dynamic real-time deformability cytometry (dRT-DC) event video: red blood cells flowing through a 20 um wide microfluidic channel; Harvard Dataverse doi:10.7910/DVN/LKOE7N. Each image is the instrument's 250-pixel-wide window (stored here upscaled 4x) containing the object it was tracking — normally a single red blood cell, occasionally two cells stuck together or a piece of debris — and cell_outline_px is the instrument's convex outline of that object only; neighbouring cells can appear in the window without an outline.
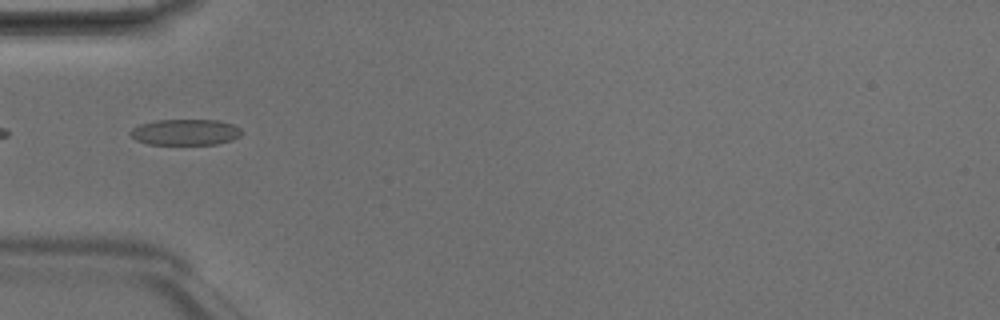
{"species": "Egyptian fruit bat (a non-hibernating species)", "species_latin": "Rousettus aegyptiacus", "temperature_condition": "room temperature", "stored_images_in_passage": 4, "camera_frame_rate_fps": 3000, "um_per_image_px": 0.085, "animal": {"sex": "male"}, "frame": {"image": 1, "passage_image": 4, "time_ms": 1.0, "image_size_px": [1000, 320], "cell_outline_px": [[244, 132], [240, 136], [232, 140], [216, 144], [148, 144], [136, 140], [128, 132], [132, 128], [140, 124], [156, 120], [220, 120], [232, 124], [240, 128]], "centroid_in_image_um": [15.77, 11.23], "position_along_channel_um": 69.2, "area_um2": 16.94}}